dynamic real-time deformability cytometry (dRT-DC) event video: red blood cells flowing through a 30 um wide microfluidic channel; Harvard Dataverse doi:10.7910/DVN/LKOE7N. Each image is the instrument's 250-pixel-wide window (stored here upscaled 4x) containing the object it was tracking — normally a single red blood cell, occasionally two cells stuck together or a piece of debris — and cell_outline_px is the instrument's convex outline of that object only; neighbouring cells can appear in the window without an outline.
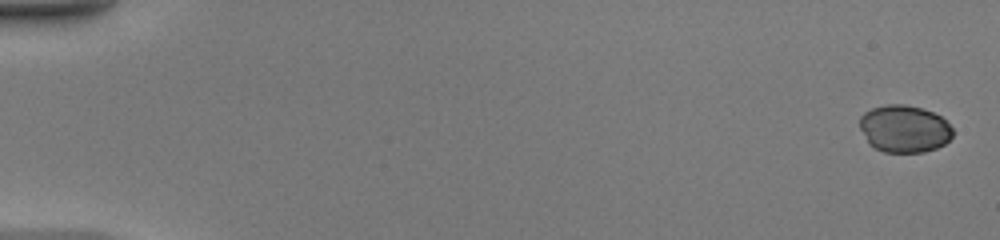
{"species": "common noctule bat (a hibernating species)", "species_latin": "Nyctalus noctula", "temperature_condition": "warm", "stored_images_in_passage": 47, "camera_frame_rate_fps": 3000, "um_per_image_px": 0.085, "animal": {"sex": "female", "body_mass_g": 20.0, "forearm_length_mm": 54.0}, "frame": {"image": 1, "passage_image": 1, "time_ms": 0.0, "image_size_px": [1000, 240], "cell_outline_px": [[952, 136], [948, 140], [932, 148], [916, 152], [892, 152], [880, 148], [872, 144], [864, 116], [868, 112], [876, 108], [916, 108], [940, 116], [944, 120], [952, 132]], "centroid_in_image_um": [77.02, 11.0], "position_along_channel_um": 8.0, "area_um2": 22.31}}
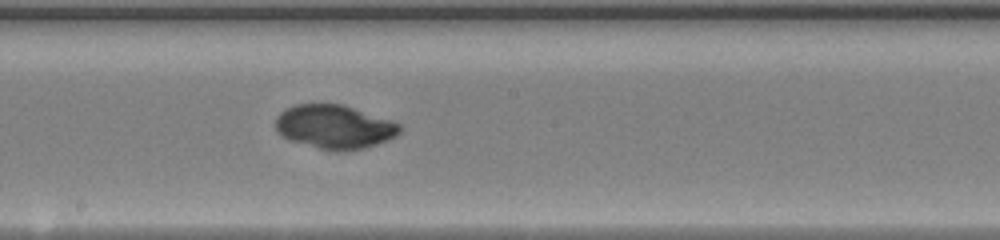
{"frame": {"image": 2, "passage_image": 27, "time_ms": 8.667, "image_size_px": [1000, 240], "cell_outline_px": [[396, 128], [388, 136], [364, 144], [324, 144], [292, 136], [284, 132], [280, 128], [280, 120], [288, 112], [296, 108], [320, 104], [324, 104], [344, 108], [392, 124]], "centroid_in_image_um": [28.37, 10.67], "position_along_channel_um": 219.8, "area_um2": 23.76}}
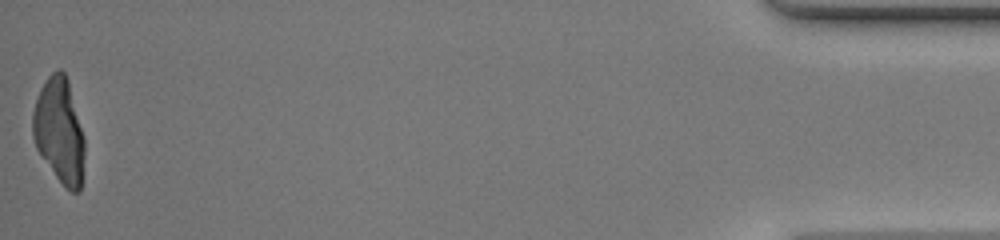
{"frame": {"image": 3, "passage_image": 47, "time_ms": 15.333, "image_size_px": [1000, 240], "cell_outline_px": [[80, 188], [72, 188], [64, 184], [36, 144], [36, 104], [48, 80], [56, 72], [60, 72], [64, 76], [80, 132]], "centroid_in_image_um": [5.02, 11.12], "position_along_channel_um": 430.2, "area_um2": 26.18}}